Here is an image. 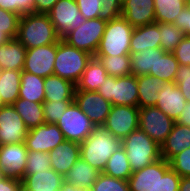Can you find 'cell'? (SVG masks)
<instances>
[{"mask_svg": "<svg viewBox=\"0 0 190 191\" xmlns=\"http://www.w3.org/2000/svg\"><path fill=\"white\" fill-rule=\"evenodd\" d=\"M107 21L96 18L85 20L77 29L68 32L62 39L69 45L95 56L105 31Z\"/></svg>", "mask_w": 190, "mask_h": 191, "instance_id": "cell-8", "label": "cell"}, {"mask_svg": "<svg viewBox=\"0 0 190 191\" xmlns=\"http://www.w3.org/2000/svg\"><path fill=\"white\" fill-rule=\"evenodd\" d=\"M181 177L165 159L134 171L129 177L130 191H179Z\"/></svg>", "mask_w": 190, "mask_h": 191, "instance_id": "cell-1", "label": "cell"}, {"mask_svg": "<svg viewBox=\"0 0 190 191\" xmlns=\"http://www.w3.org/2000/svg\"><path fill=\"white\" fill-rule=\"evenodd\" d=\"M121 16L133 27L155 23L154 0H125Z\"/></svg>", "mask_w": 190, "mask_h": 191, "instance_id": "cell-18", "label": "cell"}, {"mask_svg": "<svg viewBox=\"0 0 190 191\" xmlns=\"http://www.w3.org/2000/svg\"><path fill=\"white\" fill-rule=\"evenodd\" d=\"M48 15L61 39L86 20L80 13L76 0H58Z\"/></svg>", "mask_w": 190, "mask_h": 191, "instance_id": "cell-12", "label": "cell"}, {"mask_svg": "<svg viewBox=\"0 0 190 191\" xmlns=\"http://www.w3.org/2000/svg\"><path fill=\"white\" fill-rule=\"evenodd\" d=\"M160 30V48L165 52H173L185 33L180 30L174 23L155 22Z\"/></svg>", "mask_w": 190, "mask_h": 191, "instance_id": "cell-37", "label": "cell"}, {"mask_svg": "<svg viewBox=\"0 0 190 191\" xmlns=\"http://www.w3.org/2000/svg\"><path fill=\"white\" fill-rule=\"evenodd\" d=\"M22 71L0 70V100L12 105L19 98Z\"/></svg>", "mask_w": 190, "mask_h": 191, "instance_id": "cell-30", "label": "cell"}, {"mask_svg": "<svg viewBox=\"0 0 190 191\" xmlns=\"http://www.w3.org/2000/svg\"><path fill=\"white\" fill-rule=\"evenodd\" d=\"M15 13L20 16L35 13V0H15Z\"/></svg>", "mask_w": 190, "mask_h": 191, "instance_id": "cell-49", "label": "cell"}, {"mask_svg": "<svg viewBox=\"0 0 190 191\" xmlns=\"http://www.w3.org/2000/svg\"><path fill=\"white\" fill-rule=\"evenodd\" d=\"M90 191H130L127 180L117 179L106 174L99 173Z\"/></svg>", "mask_w": 190, "mask_h": 191, "instance_id": "cell-39", "label": "cell"}, {"mask_svg": "<svg viewBox=\"0 0 190 191\" xmlns=\"http://www.w3.org/2000/svg\"><path fill=\"white\" fill-rule=\"evenodd\" d=\"M97 92L112 105L138 107V83L133 74L121 77L108 76Z\"/></svg>", "mask_w": 190, "mask_h": 191, "instance_id": "cell-7", "label": "cell"}, {"mask_svg": "<svg viewBox=\"0 0 190 191\" xmlns=\"http://www.w3.org/2000/svg\"><path fill=\"white\" fill-rule=\"evenodd\" d=\"M107 77L108 73L100 60L92 57L76 84V90L97 91L99 86L105 83Z\"/></svg>", "mask_w": 190, "mask_h": 191, "instance_id": "cell-26", "label": "cell"}, {"mask_svg": "<svg viewBox=\"0 0 190 191\" xmlns=\"http://www.w3.org/2000/svg\"><path fill=\"white\" fill-rule=\"evenodd\" d=\"M103 173L117 179L129 180L133 171L122 146L109 157Z\"/></svg>", "mask_w": 190, "mask_h": 191, "instance_id": "cell-33", "label": "cell"}, {"mask_svg": "<svg viewBox=\"0 0 190 191\" xmlns=\"http://www.w3.org/2000/svg\"><path fill=\"white\" fill-rule=\"evenodd\" d=\"M58 0H35V13L48 14Z\"/></svg>", "mask_w": 190, "mask_h": 191, "instance_id": "cell-50", "label": "cell"}, {"mask_svg": "<svg viewBox=\"0 0 190 191\" xmlns=\"http://www.w3.org/2000/svg\"><path fill=\"white\" fill-rule=\"evenodd\" d=\"M92 57L91 54L79 50L60 39L56 44L53 75L76 85Z\"/></svg>", "mask_w": 190, "mask_h": 191, "instance_id": "cell-5", "label": "cell"}, {"mask_svg": "<svg viewBox=\"0 0 190 191\" xmlns=\"http://www.w3.org/2000/svg\"><path fill=\"white\" fill-rule=\"evenodd\" d=\"M138 83V107L155 106L158 93L163 88L164 81L153 75L137 76Z\"/></svg>", "mask_w": 190, "mask_h": 191, "instance_id": "cell-27", "label": "cell"}, {"mask_svg": "<svg viewBox=\"0 0 190 191\" xmlns=\"http://www.w3.org/2000/svg\"><path fill=\"white\" fill-rule=\"evenodd\" d=\"M76 85L56 75L44 78V101H74Z\"/></svg>", "mask_w": 190, "mask_h": 191, "instance_id": "cell-23", "label": "cell"}, {"mask_svg": "<svg viewBox=\"0 0 190 191\" xmlns=\"http://www.w3.org/2000/svg\"><path fill=\"white\" fill-rule=\"evenodd\" d=\"M0 191H23L22 180L6 176L0 181Z\"/></svg>", "mask_w": 190, "mask_h": 191, "instance_id": "cell-48", "label": "cell"}, {"mask_svg": "<svg viewBox=\"0 0 190 191\" xmlns=\"http://www.w3.org/2000/svg\"><path fill=\"white\" fill-rule=\"evenodd\" d=\"M99 59L104 66L108 76L121 77L131 73L130 54L120 56H94Z\"/></svg>", "mask_w": 190, "mask_h": 191, "instance_id": "cell-36", "label": "cell"}, {"mask_svg": "<svg viewBox=\"0 0 190 191\" xmlns=\"http://www.w3.org/2000/svg\"><path fill=\"white\" fill-rule=\"evenodd\" d=\"M49 169H51V161L48 153L41 151H28L25 173L21 180H23L27 175Z\"/></svg>", "mask_w": 190, "mask_h": 191, "instance_id": "cell-38", "label": "cell"}, {"mask_svg": "<svg viewBox=\"0 0 190 191\" xmlns=\"http://www.w3.org/2000/svg\"><path fill=\"white\" fill-rule=\"evenodd\" d=\"M65 179L52 168L27 175L22 180L23 191H60Z\"/></svg>", "mask_w": 190, "mask_h": 191, "instance_id": "cell-21", "label": "cell"}, {"mask_svg": "<svg viewBox=\"0 0 190 191\" xmlns=\"http://www.w3.org/2000/svg\"><path fill=\"white\" fill-rule=\"evenodd\" d=\"M187 7V0H154L155 22L174 23L175 17Z\"/></svg>", "mask_w": 190, "mask_h": 191, "instance_id": "cell-34", "label": "cell"}, {"mask_svg": "<svg viewBox=\"0 0 190 191\" xmlns=\"http://www.w3.org/2000/svg\"><path fill=\"white\" fill-rule=\"evenodd\" d=\"M174 123L156 106L139 108V129L160 146L172 131Z\"/></svg>", "mask_w": 190, "mask_h": 191, "instance_id": "cell-10", "label": "cell"}, {"mask_svg": "<svg viewBox=\"0 0 190 191\" xmlns=\"http://www.w3.org/2000/svg\"><path fill=\"white\" fill-rule=\"evenodd\" d=\"M74 102L97 125H104L112 104L97 91L75 90Z\"/></svg>", "mask_w": 190, "mask_h": 191, "instance_id": "cell-13", "label": "cell"}, {"mask_svg": "<svg viewBox=\"0 0 190 191\" xmlns=\"http://www.w3.org/2000/svg\"><path fill=\"white\" fill-rule=\"evenodd\" d=\"M119 147H121V139L113 136L103 125H97L80 143V158L102 173L109 157Z\"/></svg>", "mask_w": 190, "mask_h": 191, "instance_id": "cell-2", "label": "cell"}, {"mask_svg": "<svg viewBox=\"0 0 190 191\" xmlns=\"http://www.w3.org/2000/svg\"><path fill=\"white\" fill-rule=\"evenodd\" d=\"M103 126L113 136L122 140L139 128V107L112 105Z\"/></svg>", "mask_w": 190, "mask_h": 191, "instance_id": "cell-11", "label": "cell"}, {"mask_svg": "<svg viewBox=\"0 0 190 191\" xmlns=\"http://www.w3.org/2000/svg\"><path fill=\"white\" fill-rule=\"evenodd\" d=\"M178 66L179 63L172 52L156 48L155 72H149V74L158 77L165 83L174 82Z\"/></svg>", "mask_w": 190, "mask_h": 191, "instance_id": "cell-32", "label": "cell"}, {"mask_svg": "<svg viewBox=\"0 0 190 191\" xmlns=\"http://www.w3.org/2000/svg\"><path fill=\"white\" fill-rule=\"evenodd\" d=\"M51 168L65 177L71 167L80 158V144L64 140L49 153Z\"/></svg>", "mask_w": 190, "mask_h": 191, "instance_id": "cell-19", "label": "cell"}, {"mask_svg": "<svg viewBox=\"0 0 190 191\" xmlns=\"http://www.w3.org/2000/svg\"><path fill=\"white\" fill-rule=\"evenodd\" d=\"M102 6L99 13V18L105 21H110L121 16L122 1L121 0H101Z\"/></svg>", "mask_w": 190, "mask_h": 191, "instance_id": "cell-44", "label": "cell"}, {"mask_svg": "<svg viewBox=\"0 0 190 191\" xmlns=\"http://www.w3.org/2000/svg\"><path fill=\"white\" fill-rule=\"evenodd\" d=\"M187 6L190 8V0H187Z\"/></svg>", "mask_w": 190, "mask_h": 191, "instance_id": "cell-57", "label": "cell"}, {"mask_svg": "<svg viewBox=\"0 0 190 191\" xmlns=\"http://www.w3.org/2000/svg\"><path fill=\"white\" fill-rule=\"evenodd\" d=\"M160 30L156 23L134 27L131 41L130 53L149 48H160Z\"/></svg>", "mask_w": 190, "mask_h": 191, "instance_id": "cell-24", "label": "cell"}, {"mask_svg": "<svg viewBox=\"0 0 190 191\" xmlns=\"http://www.w3.org/2000/svg\"><path fill=\"white\" fill-rule=\"evenodd\" d=\"M11 38L3 31H0V46L9 42Z\"/></svg>", "mask_w": 190, "mask_h": 191, "instance_id": "cell-55", "label": "cell"}, {"mask_svg": "<svg viewBox=\"0 0 190 191\" xmlns=\"http://www.w3.org/2000/svg\"><path fill=\"white\" fill-rule=\"evenodd\" d=\"M80 13L86 20L99 18L101 0H76Z\"/></svg>", "mask_w": 190, "mask_h": 191, "instance_id": "cell-45", "label": "cell"}, {"mask_svg": "<svg viewBox=\"0 0 190 191\" xmlns=\"http://www.w3.org/2000/svg\"><path fill=\"white\" fill-rule=\"evenodd\" d=\"M174 24L185 33V36H190V8L188 6L175 17Z\"/></svg>", "mask_w": 190, "mask_h": 191, "instance_id": "cell-47", "label": "cell"}, {"mask_svg": "<svg viewBox=\"0 0 190 191\" xmlns=\"http://www.w3.org/2000/svg\"><path fill=\"white\" fill-rule=\"evenodd\" d=\"M130 58L131 73L136 77L147 75L149 72H155L156 49H141L137 53H130Z\"/></svg>", "mask_w": 190, "mask_h": 191, "instance_id": "cell-35", "label": "cell"}, {"mask_svg": "<svg viewBox=\"0 0 190 191\" xmlns=\"http://www.w3.org/2000/svg\"><path fill=\"white\" fill-rule=\"evenodd\" d=\"M60 191H90V189L76 187V186H73V185H70V184L64 182Z\"/></svg>", "mask_w": 190, "mask_h": 191, "instance_id": "cell-54", "label": "cell"}, {"mask_svg": "<svg viewBox=\"0 0 190 191\" xmlns=\"http://www.w3.org/2000/svg\"><path fill=\"white\" fill-rule=\"evenodd\" d=\"M179 191H190V177H181Z\"/></svg>", "mask_w": 190, "mask_h": 191, "instance_id": "cell-53", "label": "cell"}, {"mask_svg": "<svg viewBox=\"0 0 190 191\" xmlns=\"http://www.w3.org/2000/svg\"><path fill=\"white\" fill-rule=\"evenodd\" d=\"M169 163L180 177H190V147L175 155Z\"/></svg>", "mask_w": 190, "mask_h": 191, "instance_id": "cell-42", "label": "cell"}, {"mask_svg": "<svg viewBox=\"0 0 190 191\" xmlns=\"http://www.w3.org/2000/svg\"><path fill=\"white\" fill-rule=\"evenodd\" d=\"M186 102L179 87L174 82H167L158 93L155 106L176 122L184 110Z\"/></svg>", "mask_w": 190, "mask_h": 191, "instance_id": "cell-20", "label": "cell"}, {"mask_svg": "<svg viewBox=\"0 0 190 191\" xmlns=\"http://www.w3.org/2000/svg\"><path fill=\"white\" fill-rule=\"evenodd\" d=\"M12 105L14 106L16 112L21 116L28 130L45 123L43 103L18 98Z\"/></svg>", "mask_w": 190, "mask_h": 191, "instance_id": "cell-29", "label": "cell"}, {"mask_svg": "<svg viewBox=\"0 0 190 191\" xmlns=\"http://www.w3.org/2000/svg\"><path fill=\"white\" fill-rule=\"evenodd\" d=\"M190 147V127L174 123L172 131L161 145V157L170 161L175 155Z\"/></svg>", "mask_w": 190, "mask_h": 191, "instance_id": "cell-22", "label": "cell"}, {"mask_svg": "<svg viewBox=\"0 0 190 191\" xmlns=\"http://www.w3.org/2000/svg\"><path fill=\"white\" fill-rule=\"evenodd\" d=\"M74 101H44L43 114L45 123L56 124L67 107Z\"/></svg>", "mask_w": 190, "mask_h": 191, "instance_id": "cell-40", "label": "cell"}, {"mask_svg": "<svg viewBox=\"0 0 190 191\" xmlns=\"http://www.w3.org/2000/svg\"><path fill=\"white\" fill-rule=\"evenodd\" d=\"M16 39L26 49L57 44L61 39L48 14L30 13L20 17Z\"/></svg>", "mask_w": 190, "mask_h": 191, "instance_id": "cell-3", "label": "cell"}, {"mask_svg": "<svg viewBox=\"0 0 190 191\" xmlns=\"http://www.w3.org/2000/svg\"><path fill=\"white\" fill-rule=\"evenodd\" d=\"M64 140L65 137L57 124L44 123L43 125L28 130L24 143L28 151L49 153Z\"/></svg>", "mask_w": 190, "mask_h": 191, "instance_id": "cell-14", "label": "cell"}, {"mask_svg": "<svg viewBox=\"0 0 190 191\" xmlns=\"http://www.w3.org/2000/svg\"><path fill=\"white\" fill-rule=\"evenodd\" d=\"M172 53L179 65H190V36H185Z\"/></svg>", "mask_w": 190, "mask_h": 191, "instance_id": "cell-46", "label": "cell"}, {"mask_svg": "<svg viewBox=\"0 0 190 191\" xmlns=\"http://www.w3.org/2000/svg\"><path fill=\"white\" fill-rule=\"evenodd\" d=\"M187 102H190V65H179L174 79Z\"/></svg>", "mask_w": 190, "mask_h": 191, "instance_id": "cell-43", "label": "cell"}, {"mask_svg": "<svg viewBox=\"0 0 190 191\" xmlns=\"http://www.w3.org/2000/svg\"><path fill=\"white\" fill-rule=\"evenodd\" d=\"M20 17L19 14L0 8V31L16 39Z\"/></svg>", "mask_w": 190, "mask_h": 191, "instance_id": "cell-41", "label": "cell"}, {"mask_svg": "<svg viewBox=\"0 0 190 191\" xmlns=\"http://www.w3.org/2000/svg\"><path fill=\"white\" fill-rule=\"evenodd\" d=\"M6 177L3 169L0 167V181L3 180Z\"/></svg>", "mask_w": 190, "mask_h": 191, "instance_id": "cell-56", "label": "cell"}, {"mask_svg": "<svg viewBox=\"0 0 190 191\" xmlns=\"http://www.w3.org/2000/svg\"><path fill=\"white\" fill-rule=\"evenodd\" d=\"M56 44L43 45L26 50L23 71L46 78L53 75Z\"/></svg>", "mask_w": 190, "mask_h": 191, "instance_id": "cell-16", "label": "cell"}, {"mask_svg": "<svg viewBox=\"0 0 190 191\" xmlns=\"http://www.w3.org/2000/svg\"><path fill=\"white\" fill-rule=\"evenodd\" d=\"M44 97V78L22 70L19 98L43 103Z\"/></svg>", "mask_w": 190, "mask_h": 191, "instance_id": "cell-31", "label": "cell"}, {"mask_svg": "<svg viewBox=\"0 0 190 191\" xmlns=\"http://www.w3.org/2000/svg\"><path fill=\"white\" fill-rule=\"evenodd\" d=\"M134 27L122 16L107 21L95 56L130 54V41Z\"/></svg>", "mask_w": 190, "mask_h": 191, "instance_id": "cell-6", "label": "cell"}, {"mask_svg": "<svg viewBox=\"0 0 190 191\" xmlns=\"http://www.w3.org/2000/svg\"><path fill=\"white\" fill-rule=\"evenodd\" d=\"M28 129L13 105L0 108V146L5 144L24 143Z\"/></svg>", "mask_w": 190, "mask_h": 191, "instance_id": "cell-15", "label": "cell"}, {"mask_svg": "<svg viewBox=\"0 0 190 191\" xmlns=\"http://www.w3.org/2000/svg\"><path fill=\"white\" fill-rule=\"evenodd\" d=\"M0 8L15 13V0H0Z\"/></svg>", "mask_w": 190, "mask_h": 191, "instance_id": "cell-52", "label": "cell"}, {"mask_svg": "<svg viewBox=\"0 0 190 191\" xmlns=\"http://www.w3.org/2000/svg\"><path fill=\"white\" fill-rule=\"evenodd\" d=\"M176 123L190 127V102H186L184 110L176 120Z\"/></svg>", "mask_w": 190, "mask_h": 191, "instance_id": "cell-51", "label": "cell"}, {"mask_svg": "<svg viewBox=\"0 0 190 191\" xmlns=\"http://www.w3.org/2000/svg\"><path fill=\"white\" fill-rule=\"evenodd\" d=\"M56 124L62 131L65 140L79 144L91 134L92 128L95 126L75 102L67 107Z\"/></svg>", "mask_w": 190, "mask_h": 191, "instance_id": "cell-9", "label": "cell"}, {"mask_svg": "<svg viewBox=\"0 0 190 191\" xmlns=\"http://www.w3.org/2000/svg\"><path fill=\"white\" fill-rule=\"evenodd\" d=\"M121 146L126 152L133 172L162 158L161 146L139 128L123 138Z\"/></svg>", "mask_w": 190, "mask_h": 191, "instance_id": "cell-4", "label": "cell"}, {"mask_svg": "<svg viewBox=\"0 0 190 191\" xmlns=\"http://www.w3.org/2000/svg\"><path fill=\"white\" fill-rule=\"evenodd\" d=\"M28 150L25 143L0 146V167L8 177L21 179L25 173Z\"/></svg>", "mask_w": 190, "mask_h": 191, "instance_id": "cell-17", "label": "cell"}, {"mask_svg": "<svg viewBox=\"0 0 190 191\" xmlns=\"http://www.w3.org/2000/svg\"><path fill=\"white\" fill-rule=\"evenodd\" d=\"M26 48L17 39L0 46V70L22 71L25 64Z\"/></svg>", "mask_w": 190, "mask_h": 191, "instance_id": "cell-25", "label": "cell"}, {"mask_svg": "<svg viewBox=\"0 0 190 191\" xmlns=\"http://www.w3.org/2000/svg\"><path fill=\"white\" fill-rule=\"evenodd\" d=\"M99 171L79 158L64 177L65 182L82 188L90 189L96 181Z\"/></svg>", "mask_w": 190, "mask_h": 191, "instance_id": "cell-28", "label": "cell"}]
</instances>
